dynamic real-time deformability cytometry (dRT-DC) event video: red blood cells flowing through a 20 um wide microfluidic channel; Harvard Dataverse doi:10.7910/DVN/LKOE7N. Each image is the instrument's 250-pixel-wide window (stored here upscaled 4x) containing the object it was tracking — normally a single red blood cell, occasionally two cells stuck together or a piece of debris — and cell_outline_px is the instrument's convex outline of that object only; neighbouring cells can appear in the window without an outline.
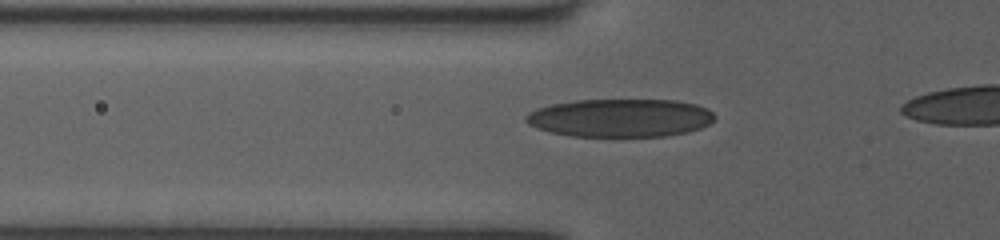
{"species": "human", "species_latin": "Homo sapiens", "temperature_condition": "room temperature", "stored_images_in_passage": 33, "camera_frame_rate_fps": 3000, "um_per_image_px": 0.085, "donor": {"sex": "female"}, "frame": {"image": 1, "passage_image": 6, "time_ms": 1.667, "image_size_px": [1000, 240], "cell_outline_px": [[716, 116], [708, 124], [700, 128], [688, 132], [664, 136], [568, 136], [548, 132], [536, 128], [528, 124], [524, 120], [524, 116], [536, 108], [552, 104], [576, 100], [676, 100], [696, 104], [708, 108]], "centroid_in_image_um": [52.69, 10.02], "position_along_channel_um": 73.1, "area_um2": 42.19}}
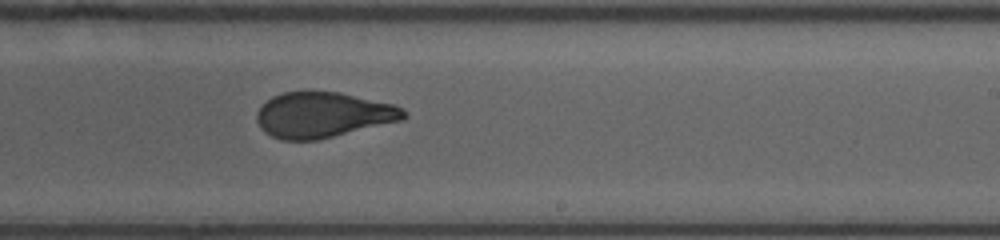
{"frame": {"image": 2, "passage_image": 20, "time_ms": 6.333, "image_size_px": [1000, 240], "cell_outline_px": [[408, 116], [404, 120], [316, 140], [280, 140], [264, 132], [260, 128], [256, 120], [256, 112], [272, 96], [284, 92], [340, 92], [392, 104], [404, 108], [408, 112]], "centroid_in_image_um": [27.47, 9.77], "position_along_channel_um": 261.5, "area_um2": 38.96}}
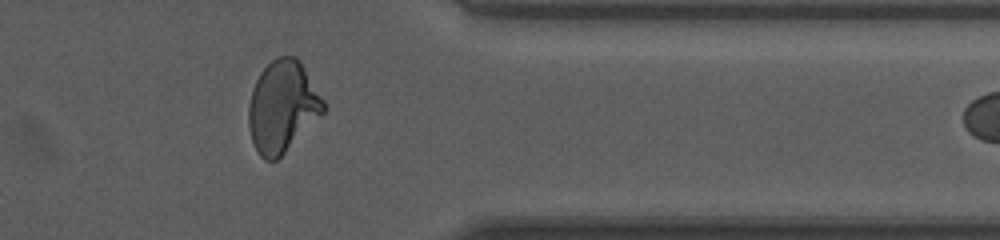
{"frame": {"image": 3, "passage_image": 30, "time_ms": 9.667, "image_size_px": [1000, 240], "cell_outline_px": [[328, 108], [276, 160], [264, 160], [260, 156], [252, 140], [248, 128], [248, 104], [252, 88], [260, 72], [276, 56], [296, 56], [300, 60], [324, 100]], "centroid_in_image_um": [24.0, 9.03], "position_along_channel_um": 387.4, "area_um2": 39.77}}